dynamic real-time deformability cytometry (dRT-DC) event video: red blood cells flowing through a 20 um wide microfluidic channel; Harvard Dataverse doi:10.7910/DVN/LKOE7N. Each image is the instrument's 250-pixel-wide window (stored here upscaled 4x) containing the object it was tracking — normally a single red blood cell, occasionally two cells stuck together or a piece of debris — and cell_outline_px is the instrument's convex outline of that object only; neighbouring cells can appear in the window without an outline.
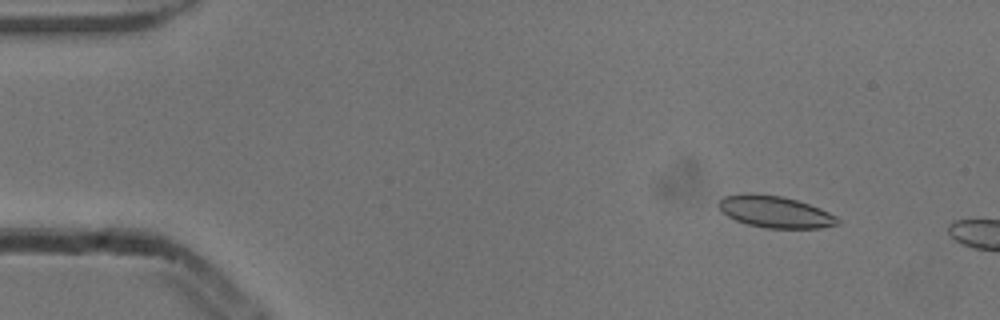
{"species": "common noctule bat (a hibernating species)", "species_latin": "Nyctalus noctula", "temperature_condition": "cold", "stored_images_in_passage": 10, "camera_frame_rate_fps": 3000, "um_per_image_px": 0.085, "animal": {"sex": "male", "body_mass_g": 13.3}, "frame": {"image": 1, "passage_image": 6, "time_ms": 1.667, "image_size_px": [1000, 320], "cell_outline_px": [[840, 224], [820, 228], [768, 228], [748, 224], [736, 220], [728, 216], [720, 208], [720, 200], [724, 196], [740, 192], [756, 192], [784, 196], [820, 208], [836, 216], [840, 220]], "centroid_in_image_um": [65.89, 17.98], "position_along_channel_um": 19.1, "area_um2": 22.14}}